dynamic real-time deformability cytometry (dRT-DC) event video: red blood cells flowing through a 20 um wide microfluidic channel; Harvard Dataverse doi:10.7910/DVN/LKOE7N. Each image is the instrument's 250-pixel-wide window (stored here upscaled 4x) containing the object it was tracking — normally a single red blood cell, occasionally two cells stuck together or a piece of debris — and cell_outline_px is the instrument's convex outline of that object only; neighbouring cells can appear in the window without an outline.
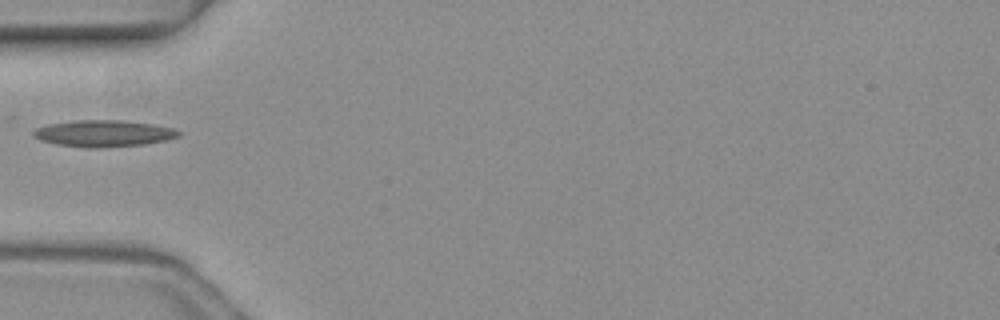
{"species": "common noctule bat (a hibernating species)", "species_latin": "Nyctalus noctula", "temperature_condition": "warm", "stored_images_in_passage": 3, "camera_frame_rate_fps": 3000, "um_per_image_px": 0.085, "animal": {"sex": "female", "body_mass_g": 19.3, "forearm_length_mm": 54.1}, "frame": {"image": 1, "passage_image": 2, "time_ms": 0.333, "image_size_px": [1000, 320], "cell_outline_px": [[180, 136], [164, 140], [144, 144], [100, 148], [88, 148], [56, 144], [40, 140], [32, 136], [32, 132], [36, 128], [48, 124], [72, 120], [124, 120], [152, 124], [172, 128], [180, 132]], "centroid_in_image_um": [8.75, 11.34], "position_along_channel_um": 76.2, "area_um2": 22.54}}
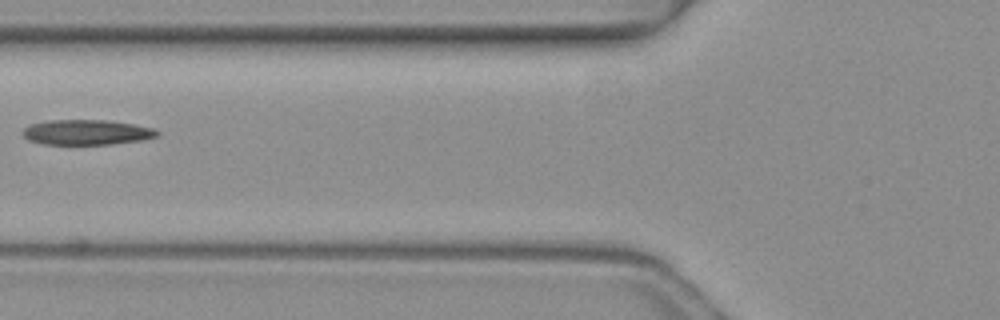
{"frame": {"image": 2, "passage_image": 3, "time_ms": 0.667, "image_size_px": [1000, 320], "cell_outline_px": [[160, 132], [156, 136], [144, 140], [112, 144], [44, 144], [28, 140], [20, 132], [28, 124], [48, 120], [108, 120], [132, 124], [152, 128]], "centroid_in_image_um": [7.32, 11.24], "position_along_channel_um": 118.5, "area_um2": 19.77}}